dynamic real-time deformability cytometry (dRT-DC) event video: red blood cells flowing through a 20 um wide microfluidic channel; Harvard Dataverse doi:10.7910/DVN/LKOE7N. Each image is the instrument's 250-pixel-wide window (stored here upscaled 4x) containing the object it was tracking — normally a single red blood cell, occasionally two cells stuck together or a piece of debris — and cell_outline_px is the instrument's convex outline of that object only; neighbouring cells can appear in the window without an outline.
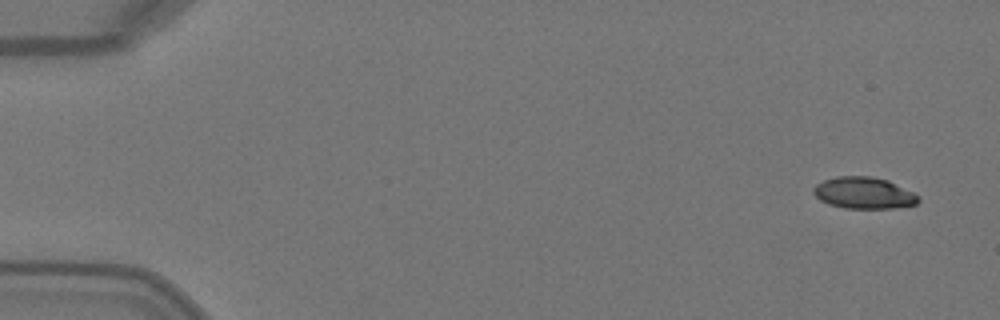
{"species": "Egyptian fruit bat (a non-hibernating species)", "species_latin": "Rousettus aegyptiacus", "temperature_condition": "warm", "stored_images_in_passage": 4, "segment_of_instrument_passage": [2, 2], "camera_frame_rate_fps": 3000, "um_per_image_px": 0.085, "animal": {"sex": "female"}, "frame": {"image": 1, "passage_image": 4, "time_ms": 1.0, "image_size_px": [1000, 320], "cell_outline_px": [[920, 200], [916, 204], [892, 208], [844, 208], [828, 204], [820, 200], [812, 192], [812, 188], [816, 184], [824, 180], [836, 176], [872, 176], [888, 180], [920, 196]], "centroid_in_image_um": [73.4, 16.39], "position_along_channel_um": 11.6, "area_um2": 19.36}}